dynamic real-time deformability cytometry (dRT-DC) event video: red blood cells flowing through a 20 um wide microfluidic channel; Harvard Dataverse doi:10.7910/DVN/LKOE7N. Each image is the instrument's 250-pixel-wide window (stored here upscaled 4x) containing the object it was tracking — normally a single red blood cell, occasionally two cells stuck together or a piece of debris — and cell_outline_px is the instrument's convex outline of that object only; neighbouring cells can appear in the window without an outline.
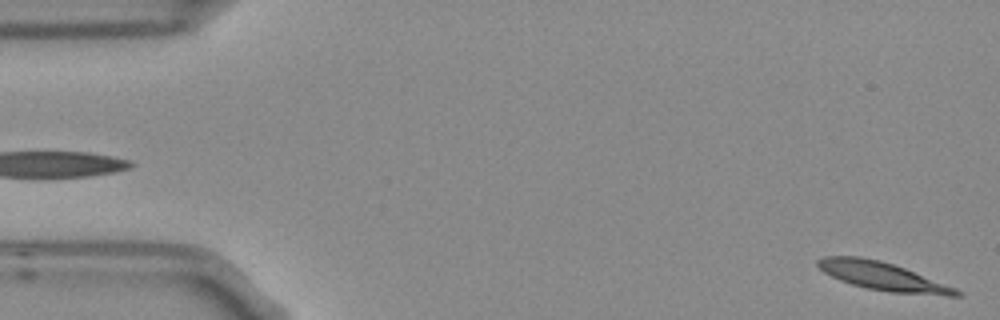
{"species": "Egyptian fruit bat (a non-hibernating species)", "species_latin": "Rousettus aegyptiacus", "temperature_condition": "room temperature", "stored_images_in_passage": 5, "camera_frame_rate_fps": 3000, "um_per_image_px": 0.085, "frame": {"image": 1, "passage_image": 5, "time_ms": 1.333, "image_size_px": [1000, 320], "cell_outline_px": [[964, 296], [948, 296], [892, 292], [868, 288], [852, 284], [840, 280], [824, 272], [816, 264], [816, 260], [824, 256], [860, 256], [880, 260], [904, 268], [956, 288], [964, 292]], "centroid_in_image_um": [75.05, 23.48], "position_along_channel_um": 10.0, "area_um2": 22.6}}